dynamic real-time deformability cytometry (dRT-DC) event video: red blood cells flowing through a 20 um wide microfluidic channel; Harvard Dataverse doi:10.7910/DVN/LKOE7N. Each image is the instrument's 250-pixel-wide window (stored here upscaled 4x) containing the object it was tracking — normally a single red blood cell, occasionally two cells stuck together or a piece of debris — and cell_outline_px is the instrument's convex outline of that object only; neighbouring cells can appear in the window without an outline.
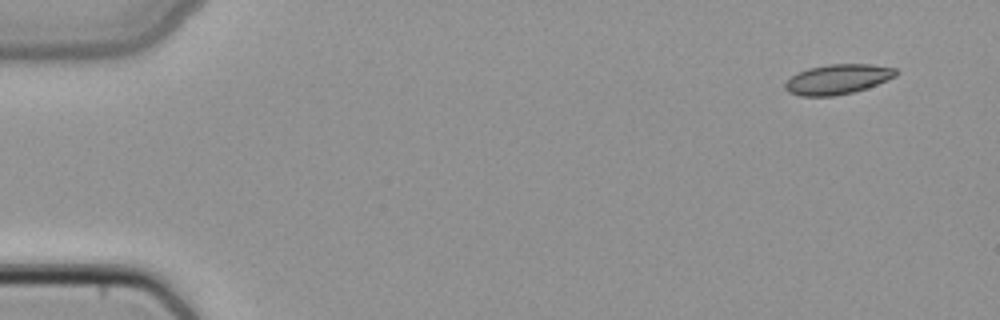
{"species": "common noctule bat (a hibernating species)", "species_latin": "Nyctalus noctula", "temperature_condition": "cold", "stored_images_in_passage": 5, "camera_frame_rate_fps": 3000, "um_per_image_px": 0.085, "animal": {"sex": "female", "body_mass_g": 22.7, "forearm_length_mm": 54.2}, "frame": {"image": 1, "passage_image": 1, "time_ms": 0.0, "image_size_px": [1000, 320], "cell_outline_px": [[900, 72], [896, 76], [876, 84], [852, 92], [832, 96], [800, 96], [788, 92], [784, 88], [784, 84], [792, 76], [808, 68], [828, 64], [872, 64], [896, 68]], "centroid_in_image_um": [71.2, 6.73], "position_along_channel_um": 13.8, "area_um2": 19.19}}
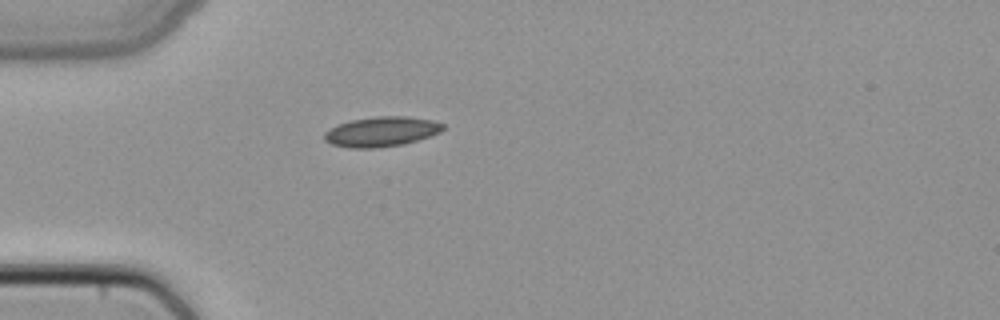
{"frame": {"image": 2, "passage_image": 4, "time_ms": 1.0, "image_size_px": [1000, 320], "cell_outline_px": [[444, 128], [440, 132], [404, 144], [376, 148], [348, 148], [332, 144], [324, 140], [324, 132], [340, 124], [352, 120], [376, 116], [408, 116], [432, 120], [444, 124]], "centroid_in_image_um": [32.42, 11.19], "position_along_channel_um": 52.6, "area_um2": 20.52}}